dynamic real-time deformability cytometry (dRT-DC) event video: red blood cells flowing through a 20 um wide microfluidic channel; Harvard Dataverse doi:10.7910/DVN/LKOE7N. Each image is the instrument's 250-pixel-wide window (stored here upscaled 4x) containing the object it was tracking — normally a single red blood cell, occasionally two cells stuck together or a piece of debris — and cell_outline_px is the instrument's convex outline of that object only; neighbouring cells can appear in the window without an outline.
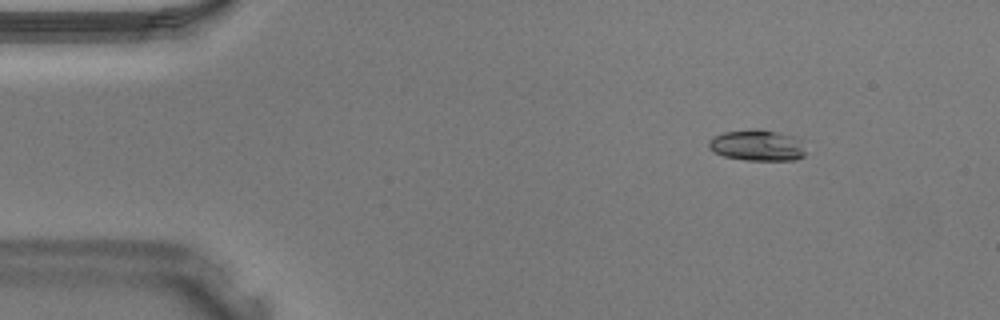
{"species": "Egyptian fruit bat (a non-hibernating species)", "species_latin": "Rousettus aegyptiacus", "temperature_condition": "warm", "stored_images_in_passage": 40, "camera_frame_rate_fps": 3000, "um_per_image_px": 0.085, "animal": {"sex": "male"}, "frame": {"image": 1, "passage_image": 5, "time_ms": 1.333, "image_size_px": [1000, 320], "cell_outline_px": [[804, 156], [796, 160], [744, 160], [724, 156], [708, 148], [708, 140], [712, 136], [724, 132], [756, 128], [760, 128], [796, 136], [800, 140], [804, 152]], "centroid_in_image_um": [64.35, 12.34], "position_along_channel_um": 20.7, "area_um2": 17.74}}
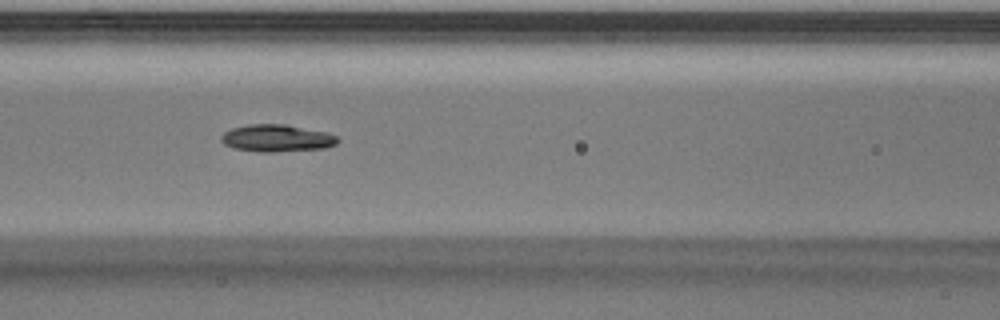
{"frame": {"image": 2, "passage_image": 17, "time_ms": 5.333, "image_size_px": [1000, 320], "cell_outline_px": [[340, 140], [336, 144], [324, 148], [272, 152], [260, 152], [236, 148], [224, 144], [220, 140], [220, 136], [224, 132], [232, 128], [248, 124], [284, 124], [328, 132], [336, 136]], "centroid_in_image_um": [23.53, 11.74], "position_along_channel_um": 143.1, "area_um2": 18.44}}
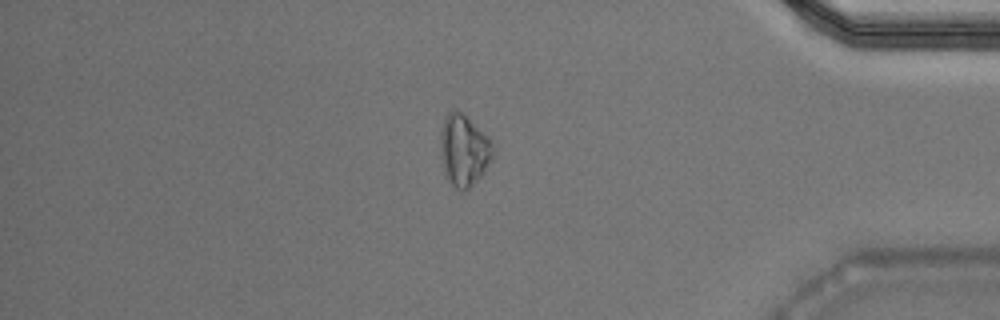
{"frame": {"image": 3, "passage_image": 34, "time_ms": 11.0, "image_size_px": [1000, 320], "cell_outline_px": [[492, 156], [484, 172], [468, 188], [456, 188], [452, 184], [444, 168], [440, 156], [440, 132], [444, 120], [448, 112], [452, 108], [460, 112], [484, 132], [488, 136], [492, 144]], "centroid_in_image_um": [39.41, 12.72], "position_along_channel_um": 395.8, "area_um2": 21.21}}